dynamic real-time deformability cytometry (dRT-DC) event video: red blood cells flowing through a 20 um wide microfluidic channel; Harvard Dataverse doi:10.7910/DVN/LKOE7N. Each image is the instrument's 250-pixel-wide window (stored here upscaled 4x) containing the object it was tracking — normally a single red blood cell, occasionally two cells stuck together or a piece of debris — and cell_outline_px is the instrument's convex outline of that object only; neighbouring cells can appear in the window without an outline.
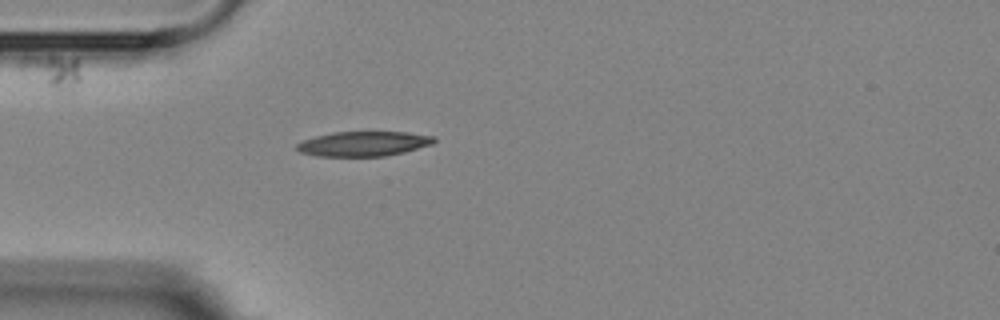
{"species": "Egyptian fruit bat (a non-hibernating species)", "species_latin": "Rousettus aegyptiacus", "temperature_condition": "room temperature", "stored_images_in_passage": 2, "camera_frame_rate_fps": 3000, "um_per_image_px": 0.085, "animal": {"sex": "female"}, "frame": {"image": 1, "passage_image": 2, "time_ms": 1.333, "image_size_px": [1000, 320], "cell_outline_px": [[436, 140], [432, 144], [404, 152], [384, 156], [316, 156], [300, 152], [296, 148], [296, 144], [304, 140], [316, 136], [332, 132], [408, 132], [436, 136]], "centroid_in_image_um": [30.92, 12.21], "position_along_channel_um": 54.1, "area_um2": 19.83}}